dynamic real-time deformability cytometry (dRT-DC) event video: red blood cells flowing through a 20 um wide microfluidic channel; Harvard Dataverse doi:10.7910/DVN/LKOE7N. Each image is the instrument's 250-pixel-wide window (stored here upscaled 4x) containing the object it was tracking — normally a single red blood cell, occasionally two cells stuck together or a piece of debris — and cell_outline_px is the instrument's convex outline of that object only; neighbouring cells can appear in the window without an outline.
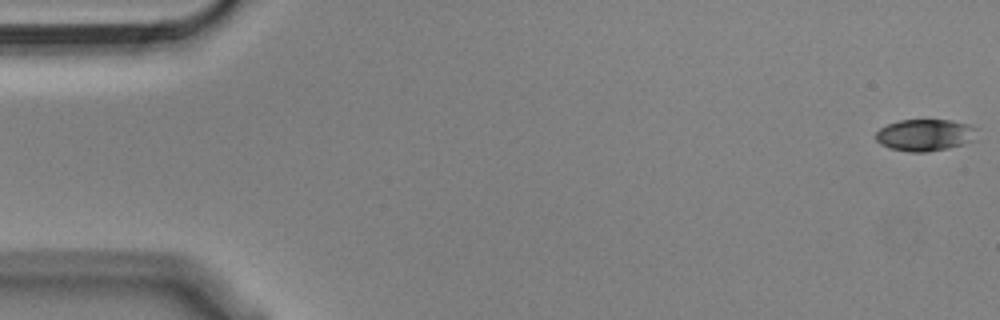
{"species": "Egyptian fruit bat (a non-hibernating species)", "species_latin": "Rousettus aegyptiacus", "temperature_condition": "cold", "stored_images_in_passage": 55, "camera_frame_rate_fps": 3000, "um_per_image_px": 0.085, "animal": {"sex": "male"}, "frame": {"image": 1, "passage_image": 1, "time_ms": 0.0, "image_size_px": [1000, 320], "cell_outline_px": [[976, 140], [964, 144], [948, 148], [928, 152], [908, 152], [888, 148], [880, 144], [876, 140], [876, 132], [880, 128], [888, 124], [900, 120], [948, 120], [968, 124], [976, 128]], "centroid_in_image_um": [78.63, 11.49], "position_along_channel_um": 6.4, "area_um2": 18.9}}
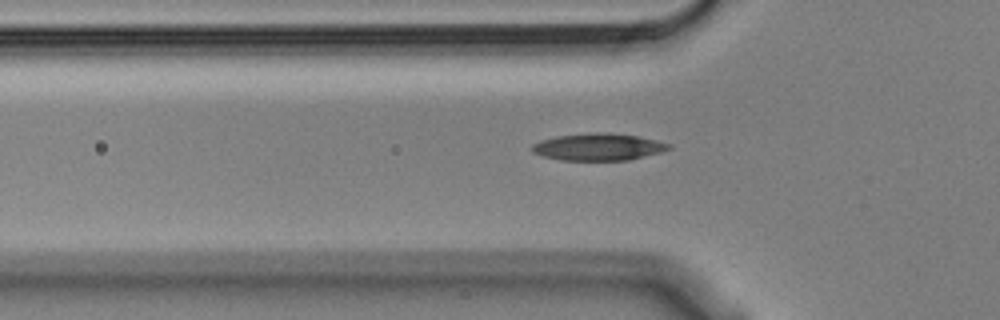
{"frame": {"image": 2, "passage_image": 18, "time_ms": 5.667, "image_size_px": [1000, 320], "cell_outline_px": [[672, 148], [660, 152], [628, 160], [560, 160], [544, 156], [532, 152], [532, 144], [540, 140], [556, 136], [588, 132], [600, 132], [636, 136], [656, 140], [672, 144]], "centroid_in_image_um": [50.84, 12.48], "position_along_channel_um": 75.0, "area_um2": 21.5}}
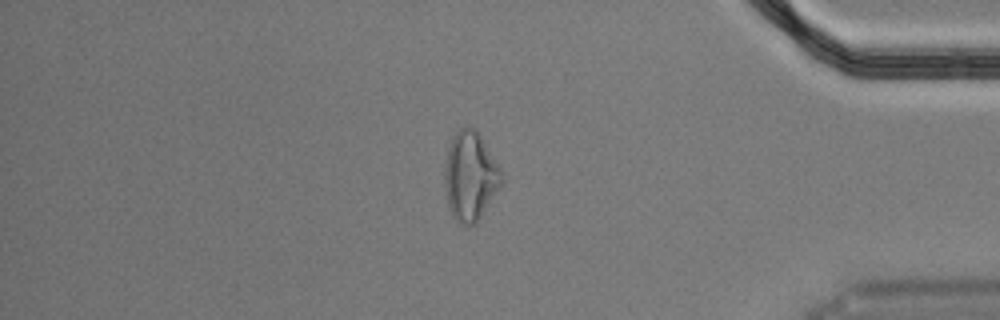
{"frame": {"image": 3, "passage_image": 47, "time_ms": 15.333, "image_size_px": [1000, 320], "cell_outline_px": [[504, 180], [476, 224], [468, 228], [460, 224], [452, 216], [448, 208], [444, 184], [444, 168], [448, 148], [452, 136], [460, 128], [468, 124], [476, 132], [500, 168]], "centroid_in_image_um": [39.93, 15.03], "position_along_channel_um": 395.3, "area_um2": 29.48}, "authors_computed_cell_mechanics": {"area_um2": 20.7502, "velocity_mm_per_s": 3.6194, "shape_relaxation_time_tau1_ms": 5.1395, "shape_relaxation_time_tau2_ms": 4.2619, "deformation_change_tau1": 0.1535, "deformation_change_tau2": 0.121}}